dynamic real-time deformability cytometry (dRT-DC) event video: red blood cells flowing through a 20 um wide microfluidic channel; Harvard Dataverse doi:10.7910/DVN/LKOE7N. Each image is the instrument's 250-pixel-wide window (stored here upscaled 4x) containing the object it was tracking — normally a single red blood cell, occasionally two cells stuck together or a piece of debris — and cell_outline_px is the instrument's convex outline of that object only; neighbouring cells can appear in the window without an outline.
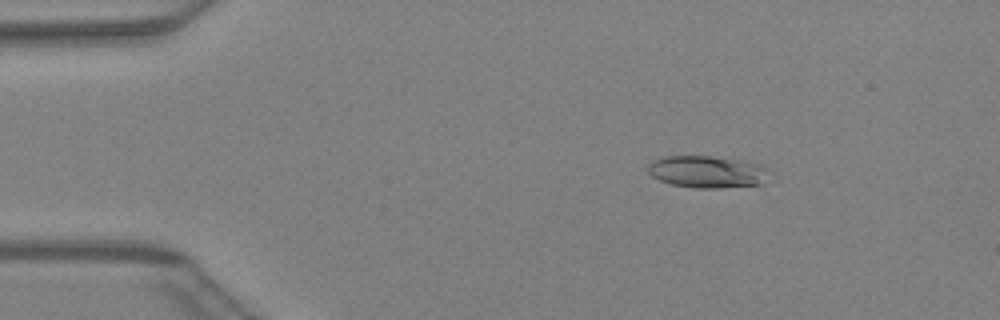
{"species": "Egyptian fruit bat (a non-hibernating species)", "species_latin": "Rousettus aegyptiacus", "temperature_condition": "warm", "stored_images_in_passage": 15, "camera_frame_rate_fps": 3000, "um_per_image_px": 0.085, "animal": {"sex": "female"}, "frame": {"image": 1, "passage_image": 1, "time_ms": 0.0, "image_size_px": [1000, 320], "cell_outline_px": [[776, 180], [764, 184], [720, 188], [696, 188], [672, 184], [660, 180], [652, 176], [648, 172], [648, 164], [652, 160], [664, 156], [708, 156], [744, 160], [760, 164], [768, 168]], "centroid_in_image_um": [60.26, 14.61], "position_along_channel_um": 24.7, "area_um2": 23.41}}
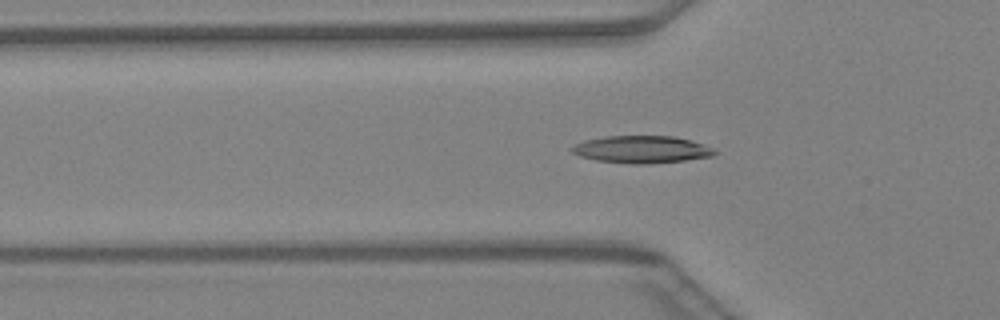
{"frame": {"image": 2, "passage_image": 9, "time_ms": 2.667, "image_size_px": [1000, 320], "cell_outline_px": [[720, 152], [712, 156], [684, 160], [644, 164], [632, 164], [596, 160], [580, 156], [572, 152], [568, 148], [584, 140], [604, 136], [672, 136], [692, 140], [712, 148]], "centroid_in_image_um": [54.53, 12.69], "position_along_channel_um": 71.3, "area_um2": 22.72}}
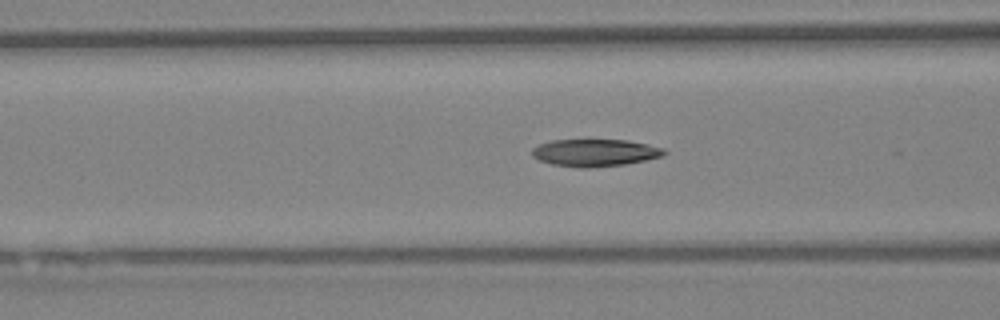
{"frame": {"image": 3, "passage_image": 12, "time_ms": 3.667, "image_size_px": [1000, 320], "cell_outline_px": [[668, 152], [664, 156], [624, 164], [588, 168], [580, 168], [552, 164], [540, 160], [532, 156], [532, 148], [540, 144], [552, 140], [628, 140], [648, 144], [664, 148]], "centroid_in_image_um": [50.6, 12.98], "position_along_channel_um": 116.0, "area_um2": 20.98}}